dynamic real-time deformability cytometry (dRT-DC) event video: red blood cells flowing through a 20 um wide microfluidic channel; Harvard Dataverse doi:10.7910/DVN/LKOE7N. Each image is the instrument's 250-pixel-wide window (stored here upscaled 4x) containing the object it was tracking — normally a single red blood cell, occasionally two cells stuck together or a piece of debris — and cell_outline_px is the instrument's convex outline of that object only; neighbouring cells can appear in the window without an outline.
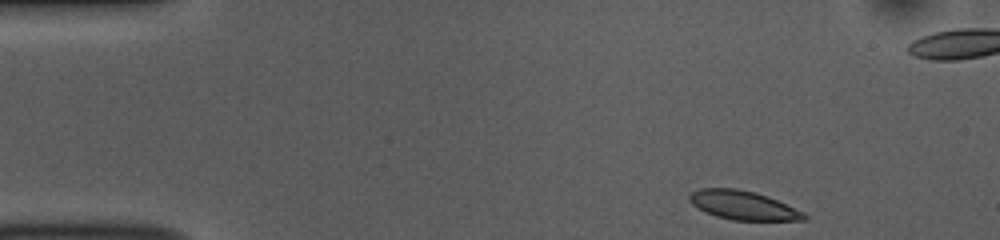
{"species": "common noctule bat (a hibernating species)", "species_latin": "Nyctalus noctula", "temperature_condition": "room temperature", "stored_images_in_passage": 48, "camera_frame_rate_fps": 3000, "um_per_image_px": 0.085, "animal": {"sex": "female", "body_mass_g": 10.0, "forearm_length_mm": 53.1}, "frame": {"image": 1, "passage_image": 1, "time_ms": 0.0, "image_size_px": [1000, 240], "cell_outline_px": [[808, 220], [732, 220], [716, 216], [704, 212], [692, 204], [688, 200], [688, 196], [692, 192], [700, 188], [736, 188], [756, 192], [768, 196], [804, 212], [808, 216]], "centroid_in_image_um": [63.16, 17.44], "position_along_channel_um": 21.8, "area_um2": 19.42}}
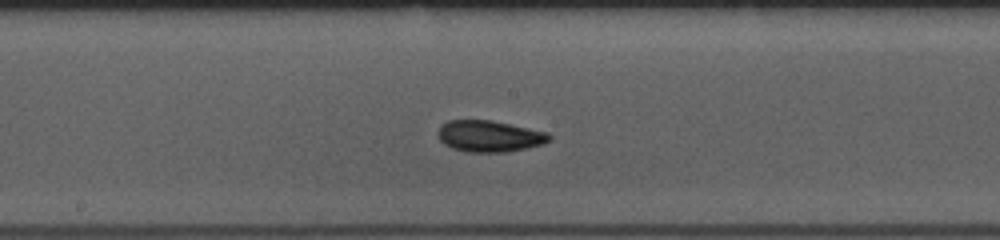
{"frame": {"image": 2, "passage_image": 22, "time_ms": 7.0, "image_size_px": [1000, 240], "cell_outline_px": [[552, 140], [544, 144], [528, 148], [504, 152], [468, 152], [452, 148], [444, 144], [440, 140], [436, 132], [440, 124], [448, 120], [492, 120], [548, 132], [552, 136]], "centroid_in_image_um": [41.6, 11.57], "position_along_channel_um": 206.6, "area_um2": 20.69}}
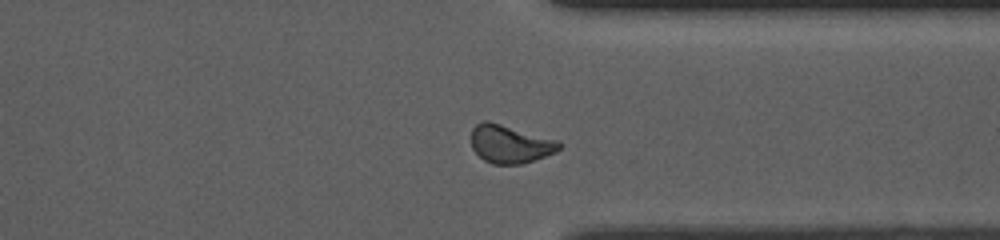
{"frame": {"image": 3, "passage_image": 35, "time_ms": 11.333, "image_size_px": [1000, 240], "cell_outline_px": [[564, 144], [556, 152], [520, 164], [492, 164], [484, 160], [472, 148], [472, 128], [476, 124], [484, 120], [488, 120], [560, 140]], "centroid_in_image_um": [43.38, 12.22], "position_along_channel_um": 368.0, "area_um2": 19.65}, "authors_computed_cell_mechanics": {"area_um2": 20.0277, "velocity_mm_per_s": 3.7432, "shape_relaxation_time_tau1_ms": 2.673, "shape_relaxation_time_tau2_ms": 2.998, "deformation_change_tau1": 0.0838, "deformation_change_tau2": 0.057}}